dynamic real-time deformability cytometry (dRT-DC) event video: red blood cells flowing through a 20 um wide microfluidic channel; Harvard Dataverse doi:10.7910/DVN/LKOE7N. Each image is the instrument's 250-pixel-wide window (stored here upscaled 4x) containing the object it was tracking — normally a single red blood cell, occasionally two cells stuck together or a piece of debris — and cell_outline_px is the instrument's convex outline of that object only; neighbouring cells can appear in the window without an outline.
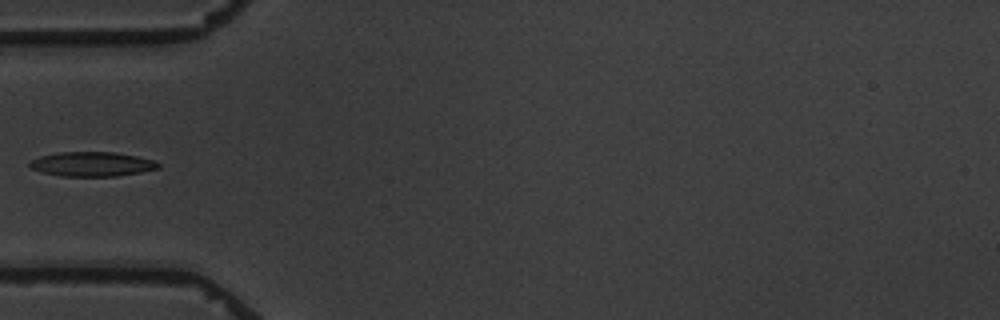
{"species": "common noctule bat (a hibernating species)", "species_latin": "Nyctalus noctula", "temperature_condition": "warm", "stored_images_in_passage": 5, "camera_frame_rate_fps": 3000, "um_per_image_px": 0.085, "animal": {"sex": "male", "body_mass_g": 19.5, "forearm_length_mm": 54.6}, "frame": {"image": 1, "passage_image": 5, "time_ms": 4.667, "image_size_px": [1000, 320], "cell_outline_px": [[160, 168], [140, 172], [116, 176], [60, 176], [40, 172], [32, 168], [28, 164], [32, 160], [40, 156], [60, 152], [116, 152], [136, 156], [152, 160], [160, 164]], "centroid_in_image_um": [7.81, 13.95], "position_along_channel_um": 77.2, "area_um2": 18.26}}